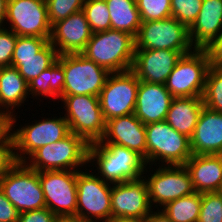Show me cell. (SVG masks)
I'll return each instance as SVG.
<instances>
[{
    "mask_svg": "<svg viewBox=\"0 0 222 222\" xmlns=\"http://www.w3.org/2000/svg\"><path fill=\"white\" fill-rule=\"evenodd\" d=\"M95 165H94V164ZM88 167L94 166L97 175L105 182L115 184L138 180L151 171L137 152L113 143L94 142L88 147ZM91 165V166H90Z\"/></svg>",
    "mask_w": 222,
    "mask_h": 222,
    "instance_id": "6da1fadb",
    "label": "cell"
},
{
    "mask_svg": "<svg viewBox=\"0 0 222 222\" xmlns=\"http://www.w3.org/2000/svg\"><path fill=\"white\" fill-rule=\"evenodd\" d=\"M81 54L110 73L129 71L134 60L135 37L112 29L92 33Z\"/></svg>",
    "mask_w": 222,
    "mask_h": 222,
    "instance_id": "7a4b0ae2",
    "label": "cell"
},
{
    "mask_svg": "<svg viewBox=\"0 0 222 222\" xmlns=\"http://www.w3.org/2000/svg\"><path fill=\"white\" fill-rule=\"evenodd\" d=\"M88 147L89 144L81 136L70 132L63 139L38 148L24 163L37 172L77 171L80 167L82 170L86 165L88 166Z\"/></svg>",
    "mask_w": 222,
    "mask_h": 222,
    "instance_id": "3957f363",
    "label": "cell"
},
{
    "mask_svg": "<svg viewBox=\"0 0 222 222\" xmlns=\"http://www.w3.org/2000/svg\"><path fill=\"white\" fill-rule=\"evenodd\" d=\"M145 129L147 166H157L160 162L161 165H185L193 155L190 138L177 132L165 120L146 124Z\"/></svg>",
    "mask_w": 222,
    "mask_h": 222,
    "instance_id": "277c9868",
    "label": "cell"
},
{
    "mask_svg": "<svg viewBox=\"0 0 222 222\" xmlns=\"http://www.w3.org/2000/svg\"><path fill=\"white\" fill-rule=\"evenodd\" d=\"M64 104V118L70 132L81 136L88 144L100 141L106 130V121L97 96L72 95L59 99Z\"/></svg>",
    "mask_w": 222,
    "mask_h": 222,
    "instance_id": "5b68a950",
    "label": "cell"
},
{
    "mask_svg": "<svg viewBox=\"0 0 222 222\" xmlns=\"http://www.w3.org/2000/svg\"><path fill=\"white\" fill-rule=\"evenodd\" d=\"M57 60L63 66L65 73L63 96L99 97L110 72L81 53L61 54Z\"/></svg>",
    "mask_w": 222,
    "mask_h": 222,
    "instance_id": "8992f818",
    "label": "cell"
},
{
    "mask_svg": "<svg viewBox=\"0 0 222 222\" xmlns=\"http://www.w3.org/2000/svg\"><path fill=\"white\" fill-rule=\"evenodd\" d=\"M86 168L85 172L83 169L77 170L76 218L84 221L107 222L112 219V184L103 181L94 171L91 173V170Z\"/></svg>",
    "mask_w": 222,
    "mask_h": 222,
    "instance_id": "52a82bcc",
    "label": "cell"
},
{
    "mask_svg": "<svg viewBox=\"0 0 222 222\" xmlns=\"http://www.w3.org/2000/svg\"><path fill=\"white\" fill-rule=\"evenodd\" d=\"M0 189L20 212L46 208L39 172L17 162L2 178Z\"/></svg>",
    "mask_w": 222,
    "mask_h": 222,
    "instance_id": "ba28073f",
    "label": "cell"
},
{
    "mask_svg": "<svg viewBox=\"0 0 222 222\" xmlns=\"http://www.w3.org/2000/svg\"><path fill=\"white\" fill-rule=\"evenodd\" d=\"M210 66L206 50L195 48L178 60L165 87L173 97H202Z\"/></svg>",
    "mask_w": 222,
    "mask_h": 222,
    "instance_id": "9c48e42d",
    "label": "cell"
},
{
    "mask_svg": "<svg viewBox=\"0 0 222 222\" xmlns=\"http://www.w3.org/2000/svg\"><path fill=\"white\" fill-rule=\"evenodd\" d=\"M193 51L189 28L174 17L145 21L135 37V50Z\"/></svg>",
    "mask_w": 222,
    "mask_h": 222,
    "instance_id": "30bf717a",
    "label": "cell"
},
{
    "mask_svg": "<svg viewBox=\"0 0 222 222\" xmlns=\"http://www.w3.org/2000/svg\"><path fill=\"white\" fill-rule=\"evenodd\" d=\"M59 116V118L55 116L34 120L31 124L25 123L24 126L20 125L19 129L13 130L14 154L17 162H25L38 148L59 141L70 133L68 122L64 116Z\"/></svg>",
    "mask_w": 222,
    "mask_h": 222,
    "instance_id": "8fae6325",
    "label": "cell"
},
{
    "mask_svg": "<svg viewBox=\"0 0 222 222\" xmlns=\"http://www.w3.org/2000/svg\"><path fill=\"white\" fill-rule=\"evenodd\" d=\"M154 173L143 175L147 182L149 202L159 210L167 203L193 194L189 171L184 165H158ZM150 176V177H149ZM148 177V178H147ZM159 206V207H158Z\"/></svg>",
    "mask_w": 222,
    "mask_h": 222,
    "instance_id": "7c38bea8",
    "label": "cell"
},
{
    "mask_svg": "<svg viewBox=\"0 0 222 222\" xmlns=\"http://www.w3.org/2000/svg\"><path fill=\"white\" fill-rule=\"evenodd\" d=\"M46 208L57 217H76L77 171L46 170L39 172Z\"/></svg>",
    "mask_w": 222,
    "mask_h": 222,
    "instance_id": "4fadbf2b",
    "label": "cell"
},
{
    "mask_svg": "<svg viewBox=\"0 0 222 222\" xmlns=\"http://www.w3.org/2000/svg\"><path fill=\"white\" fill-rule=\"evenodd\" d=\"M6 21L7 29L17 36L51 37L52 26L45 0H8Z\"/></svg>",
    "mask_w": 222,
    "mask_h": 222,
    "instance_id": "5bb4252c",
    "label": "cell"
},
{
    "mask_svg": "<svg viewBox=\"0 0 222 222\" xmlns=\"http://www.w3.org/2000/svg\"><path fill=\"white\" fill-rule=\"evenodd\" d=\"M139 80L131 71L110 73L99 100L105 121L134 114Z\"/></svg>",
    "mask_w": 222,
    "mask_h": 222,
    "instance_id": "9a60e30c",
    "label": "cell"
},
{
    "mask_svg": "<svg viewBox=\"0 0 222 222\" xmlns=\"http://www.w3.org/2000/svg\"><path fill=\"white\" fill-rule=\"evenodd\" d=\"M112 218L145 219L152 211L144 177L112 184Z\"/></svg>",
    "mask_w": 222,
    "mask_h": 222,
    "instance_id": "2e32d148",
    "label": "cell"
},
{
    "mask_svg": "<svg viewBox=\"0 0 222 222\" xmlns=\"http://www.w3.org/2000/svg\"><path fill=\"white\" fill-rule=\"evenodd\" d=\"M190 52L168 49L135 50L131 71L139 81L165 84L178 60Z\"/></svg>",
    "mask_w": 222,
    "mask_h": 222,
    "instance_id": "e0dca14e",
    "label": "cell"
},
{
    "mask_svg": "<svg viewBox=\"0 0 222 222\" xmlns=\"http://www.w3.org/2000/svg\"><path fill=\"white\" fill-rule=\"evenodd\" d=\"M92 31L81 10L56 22L51 29L50 43L57 54L81 53L91 39Z\"/></svg>",
    "mask_w": 222,
    "mask_h": 222,
    "instance_id": "ac0fdd59",
    "label": "cell"
},
{
    "mask_svg": "<svg viewBox=\"0 0 222 222\" xmlns=\"http://www.w3.org/2000/svg\"><path fill=\"white\" fill-rule=\"evenodd\" d=\"M146 129L135 114L114 117L106 121V130L99 143H113L141 155L146 162Z\"/></svg>",
    "mask_w": 222,
    "mask_h": 222,
    "instance_id": "d6986e66",
    "label": "cell"
},
{
    "mask_svg": "<svg viewBox=\"0 0 222 222\" xmlns=\"http://www.w3.org/2000/svg\"><path fill=\"white\" fill-rule=\"evenodd\" d=\"M172 99L165 84L139 81L134 114L144 125L164 121Z\"/></svg>",
    "mask_w": 222,
    "mask_h": 222,
    "instance_id": "ffe728a7",
    "label": "cell"
},
{
    "mask_svg": "<svg viewBox=\"0 0 222 222\" xmlns=\"http://www.w3.org/2000/svg\"><path fill=\"white\" fill-rule=\"evenodd\" d=\"M190 146L192 154H222V113L203 107Z\"/></svg>",
    "mask_w": 222,
    "mask_h": 222,
    "instance_id": "44dd1931",
    "label": "cell"
},
{
    "mask_svg": "<svg viewBox=\"0 0 222 222\" xmlns=\"http://www.w3.org/2000/svg\"><path fill=\"white\" fill-rule=\"evenodd\" d=\"M184 166L189 171L195 192L222 191V154H193Z\"/></svg>",
    "mask_w": 222,
    "mask_h": 222,
    "instance_id": "7402d4cb",
    "label": "cell"
},
{
    "mask_svg": "<svg viewBox=\"0 0 222 222\" xmlns=\"http://www.w3.org/2000/svg\"><path fill=\"white\" fill-rule=\"evenodd\" d=\"M221 33L222 0H203L198 17L189 27L192 45L204 49Z\"/></svg>",
    "mask_w": 222,
    "mask_h": 222,
    "instance_id": "603a6c76",
    "label": "cell"
},
{
    "mask_svg": "<svg viewBox=\"0 0 222 222\" xmlns=\"http://www.w3.org/2000/svg\"><path fill=\"white\" fill-rule=\"evenodd\" d=\"M203 107L202 97H173L165 121L177 132L191 138Z\"/></svg>",
    "mask_w": 222,
    "mask_h": 222,
    "instance_id": "cb8c5ba5",
    "label": "cell"
},
{
    "mask_svg": "<svg viewBox=\"0 0 222 222\" xmlns=\"http://www.w3.org/2000/svg\"><path fill=\"white\" fill-rule=\"evenodd\" d=\"M29 98L28 83L13 66L0 68V107L14 115ZM25 101V102H24ZM17 106V107H16ZM16 108V109H15Z\"/></svg>",
    "mask_w": 222,
    "mask_h": 222,
    "instance_id": "d4e9b609",
    "label": "cell"
},
{
    "mask_svg": "<svg viewBox=\"0 0 222 222\" xmlns=\"http://www.w3.org/2000/svg\"><path fill=\"white\" fill-rule=\"evenodd\" d=\"M110 12L111 29L136 37L142 24L136 0H105Z\"/></svg>",
    "mask_w": 222,
    "mask_h": 222,
    "instance_id": "484cf974",
    "label": "cell"
},
{
    "mask_svg": "<svg viewBox=\"0 0 222 222\" xmlns=\"http://www.w3.org/2000/svg\"><path fill=\"white\" fill-rule=\"evenodd\" d=\"M64 80L63 66L56 60L38 77L28 83V93L32 98L44 96L45 98L52 97L54 100L60 99L63 96Z\"/></svg>",
    "mask_w": 222,
    "mask_h": 222,
    "instance_id": "4316f807",
    "label": "cell"
},
{
    "mask_svg": "<svg viewBox=\"0 0 222 222\" xmlns=\"http://www.w3.org/2000/svg\"><path fill=\"white\" fill-rule=\"evenodd\" d=\"M57 57L56 49L49 42L35 56L19 57V61H11V66L17 68L20 75L29 83L50 67Z\"/></svg>",
    "mask_w": 222,
    "mask_h": 222,
    "instance_id": "83f0119b",
    "label": "cell"
},
{
    "mask_svg": "<svg viewBox=\"0 0 222 222\" xmlns=\"http://www.w3.org/2000/svg\"><path fill=\"white\" fill-rule=\"evenodd\" d=\"M201 202V193L194 192L167 203L159 210L172 222H198Z\"/></svg>",
    "mask_w": 222,
    "mask_h": 222,
    "instance_id": "f1b7e54d",
    "label": "cell"
},
{
    "mask_svg": "<svg viewBox=\"0 0 222 222\" xmlns=\"http://www.w3.org/2000/svg\"><path fill=\"white\" fill-rule=\"evenodd\" d=\"M202 98L206 108L222 113V67L210 66Z\"/></svg>",
    "mask_w": 222,
    "mask_h": 222,
    "instance_id": "f546056e",
    "label": "cell"
},
{
    "mask_svg": "<svg viewBox=\"0 0 222 222\" xmlns=\"http://www.w3.org/2000/svg\"><path fill=\"white\" fill-rule=\"evenodd\" d=\"M82 11L92 33L111 29L110 12L105 0H85Z\"/></svg>",
    "mask_w": 222,
    "mask_h": 222,
    "instance_id": "4dcf8cb0",
    "label": "cell"
},
{
    "mask_svg": "<svg viewBox=\"0 0 222 222\" xmlns=\"http://www.w3.org/2000/svg\"><path fill=\"white\" fill-rule=\"evenodd\" d=\"M136 4L142 22L171 17V0H136Z\"/></svg>",
    "mask_w": 222,
    "mask_h": 222,
    "instance_id": "1f68e13d",
    "label": "cell"
},
{
    "mask_svg": "<svg viewBox=\"0 0 222 222\" xmlns=\"http://www.w3.org/2000/svg\"><path fill=\"white\" fill-rule=\"evenodd\" d=\"M198 222H222V191L201 193Z\"/></svg>",
    "mask_w": 222,
    "mask_h": 222,
    "instance_id": "d6a6232c",
    "label": "cell"
},
{
    "mask_svg": "<svg viewBox=\"0 0 222 222\" xmlns=\"http://www.w3.org/2000/svg\"><path fill=\"white\" fill-rule=\"evenodd\" d=\"M49 23L53 26L56 22L66 19L71 14L82 10L85 0H45Z\"/></svg>",
    "mask_w": 222,
    "mask_h": 222,
    "instance_id": "836d02e7",
    "label": "cell"
},
{
    "mask_svg": "<svg viewBox=\"0 0 222 222\" xmlns=\"http://www.w3.org/2000/svg\"><path fill=\"white\" fill-rule=\"evenodd\" d=\"M202 1L203 0H171V16L189 28L198 17Z\"/></svg>",
    "mask_w": 222,
    "mask_h": 222,
    "instance_id": "e575fe53",
    "label": "cell"
},
{
    "mask_svg": "<svg viewBox=\"0 0 222 222\" xmlns=\"http://www.w3.org/2000/svg\"><path fill=\"white\" fill-rule=\"evenodd\" d=\"M49 40L41 37L18 36L12 61H19V57L35 56L50 42Z\"/></svg>",
    "mask_w": 222,
    "mask_h": 222,
    "instance_id": "d590c367",
    "label": "cell"
},
{
    "mask_svg": "<svg viewBox=\"0 0 222 222\" xmlns=\"http://www.w3.org/2000/svg\"><path fill=\"white\" fill-rule=\"evenodd\" d=\"M17 38L12 30L0 29V68L11 66Z\"/></svg>",
    "mask_w": 222,
    "mask_h": 222,
    "instance_id": "8d00e7d4",
    "label": "cell"
},
{
    "mask_svg": "<svg viewBox=\"0 0 222 222\" xmlns=\"http://www.w3.org/2000/svg\"><path fill=\"white\" fill-rule=\"evenodd\" d=\"M17 113H14L12 115L7 110H4V108L0 107V143H14L13 140V129L17 119L15 118L18 115H15Z\"/></svg>",
    "mask_w": 222,
    "mask_h": 222,
    "instance_id": "74e56055",
    "label": "cell"
},
{
    "mask_svg": "<svg viewBox=\"0 0 222 222\" xmlns=\"http://www.w3.org/2000/svg\"><path fill=\"white\" fill-rule=\"evenodd\" d=\"M17 163L14 143H0V178Z\"/></svg>",
    "mask_w": 222,
    "mask_h": 222,
    "instance_id": "f35d334b",
    "label": "cell"
},
{
    "mask_svg": "<svg viewBox=\"0 0 222 222\" xmlns=\"http://www.w3.org/2000/svg\"><path fill=\"white\" fill-rule=\"evenodd\" d=\"M58 217L48 208L20 213L18 222H55Z\"/></svg>",
    "mask_w": 222,
    "mask_h": 222,
    "instance_id": "ab89813d",
    "label": "cell"
},
{
    "mask_svg": "<svg viewBox=\"0 0 222 222\" xmlns=\"http://www.w3.org/2000/svg\"><path fill=\"white\" fill-rule=\"evenodd\" d=\"M20 212L0 189V222H18Z\"/></svg>",
    "mask_w": 222,
    "mask_h": 222,
    "instance_id": "60d3db41",
    "label": "cell"
},
{
    "mask_svg": "<svg viewBox=\"0 0 222 222\" xmlns=\"http://www.w3.org/2000/svg\"><path fill=\"white\" fill-rule=\"evenodd\" d=\"M204 49L208 54L210 65L222 67V33Z\"/></svg>",
    "mask_w": 222,
    "mask_h": 222,
    "instance_id": "b9f144b4",
    "label": "cell"
},
{
    "mask_svg": "<svg viewBox=\"0 0 222 222\" xmlns=\"http://www.w3.org/2000/svg\"><path fill=\"white\" fill-rule=\"evenodd\" d=\"M144 222H172L160 210L152 211L145 219Z\"/></svg>",
    "mask_w": 222,
    "mask_h": 222,
    "instance_id": "7bdbcfd3",
    "label": "cell"
},
{
    "mask_svg": "<svg viewBox=\"0 0 222 222\" xmlns=\"http://www.w3.org/2000/svg\"><path fill=\"white\" fill-rule=\"evenodd\" d=\"M7 1L0 0V29L6 28V10H7ZM4 26V27H3Z\"/></svg>",
    "mask_w": 222,
    "mask_h": 222,
    "instance_id": "ee69618b",
    "label": "cell"
},
{
    "mask_svg": "<svg viewBox=\"0 0 222 222\" xmlns=\"http://www.w3.org/2000/svg\"><path fill=\"white\" fill-rule=\"evenodd\" d=\"M107 222H144V219L137 218H112Z\"/></svg>",
    "mask_w": 222,
    "mask_h": 222,
    "instance_id": "f6af8a7d",
    "label": "cell"
},
{
    "mask_svg": "<svg viewBox=\"0 0 222 222\" xmlns=\"http://www.w3.org/2000/svg\"><path fill=\"white\" fill-rule=\"evenodd\" d=\"M55 222H78L76 217H58Z\"/></svg>",
    "mask_w": 222,
    "mask_h": 222,
    "instance_id": "bcb514c9",
    "label": "cell"
},
{
    "mask_svg": "<svg viewBox=\"0 0 222 222\" xmlns=\"http://www.w3.org/2000/svg\"><path fill=\"white\" fill-rule=\"evenodd\" d=\"M78 222H97V221H84V220H79L78 219Z\"/></svg>",
    "mask_w": 222,
    "mask_h": 222,
    "instance_id": "7dc6e473",
    "label": "cell"
}]
</instances>
